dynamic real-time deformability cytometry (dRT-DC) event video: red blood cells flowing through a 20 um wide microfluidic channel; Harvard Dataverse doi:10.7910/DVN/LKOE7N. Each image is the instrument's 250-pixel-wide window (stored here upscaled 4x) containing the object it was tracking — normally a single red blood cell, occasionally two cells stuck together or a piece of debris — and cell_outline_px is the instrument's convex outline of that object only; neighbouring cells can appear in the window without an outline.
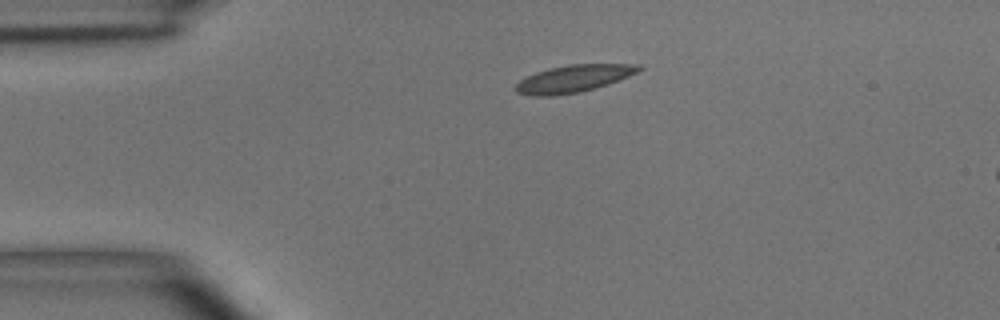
{"species": "common noctule bat (a hibernating species)", "species_latin": "Nyctalus noctula", "temperature_condition": "room temperature", "stored_images_in_passage": 2, "camera_frame_rate_fps": 3000, "um_per_image_px": 0.085, "animal": {"sex": "male", "body_mass_g": 15.6}, "frame": {"image": 1, "passage_image": 1, "time_ms": 0.0, "image_size_px": [1000, 320], "cell_outline_px": [[644, 68], [628, 76], [608, 84], [596, 88], [580, 92], [552, 96], [532, 96], [516, 92], [516, 84], [520, 80], [536, 72], [548, 68], [568, 64], [640, 64]], "centroid_in_image_um": [48.76, 6.68], "position_along_channel_um": 36.2, "area_um2": 19.54}}